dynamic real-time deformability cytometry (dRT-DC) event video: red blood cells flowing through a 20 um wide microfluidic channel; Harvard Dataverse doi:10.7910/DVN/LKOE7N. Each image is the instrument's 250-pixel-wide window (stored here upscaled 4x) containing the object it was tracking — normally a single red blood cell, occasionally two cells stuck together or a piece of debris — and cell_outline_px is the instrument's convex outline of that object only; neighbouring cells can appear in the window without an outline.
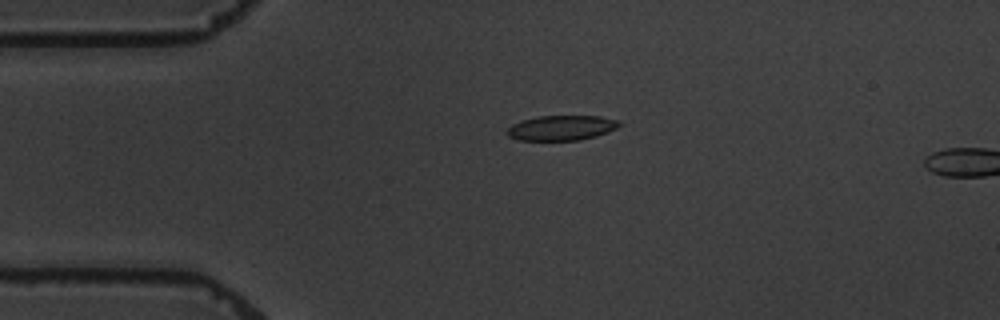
{"species": "common noctule bat (a hibernating species)", "species_latin": "Nyctalus noctula", "temperature_condition": "warm", "stored_images_in_passage": 3, "camera_frame_rate_fps": 3000, "um_per_image_px": 0.085, "animal": {"sex": "male", "body_mass_g": 19.5, "forearm_length_mm": 54.6}, "frame": {"image": 1, "passage_image": 2, "time_ms": 1.333, "image_size_px": [1000, 320], "cell_outline_px": [[620, 124], [616, 128], [608, 132], [596, 136], [580, 140], [520, 140], [508, 136], [508, 128], [512, 124], [524, 120], [540, 116], [600, 116], [620, 120]], "centroid_in_image_um": [47.76, 10.87], "position_along_channel_um": 37.2, "area_um2": 16.18}}